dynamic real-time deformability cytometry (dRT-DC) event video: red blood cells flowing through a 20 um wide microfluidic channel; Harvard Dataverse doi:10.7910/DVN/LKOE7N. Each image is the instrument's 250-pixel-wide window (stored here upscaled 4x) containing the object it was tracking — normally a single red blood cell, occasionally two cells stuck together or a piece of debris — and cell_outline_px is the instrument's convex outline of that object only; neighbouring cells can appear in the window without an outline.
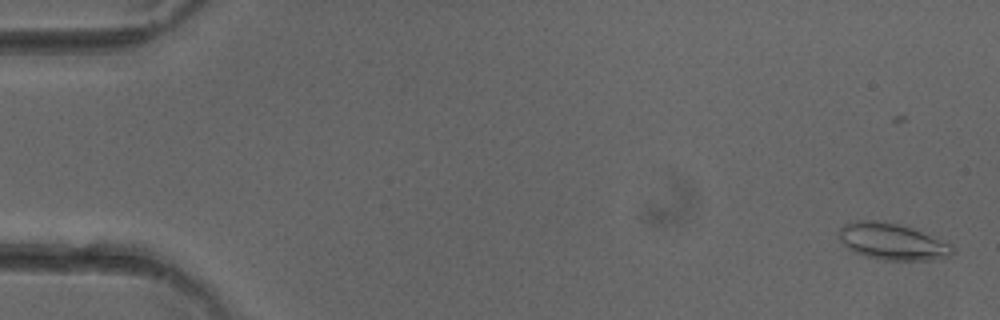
{"species": "common noctule bat (a hibernating species)", "species_latin": "Nyctalus noctula", "temperature_condition": "cold", "stored_images_in_passage": 55, "camera_frame_rate_fps": 3000, "um_per_image_px": 0.085, "animal": {"sex": "female"}, "frame": {"image": 1, "passage_image": 5, "time_ms": 1.333, "image_size_px": [1000, 320], "cell_outline_px": [[956, 252], [952, 256], [932, 260], [884, 260], [864, 256], [852, 252], [840, 240], [840, 228], [844, 224], [856, 220], [880, 220], [920, 228], [952, 244]], "centroid_in_image_um": [75.93, 20.52], "position_along_channel_um": 9.1, "area_um2": 25.03}}
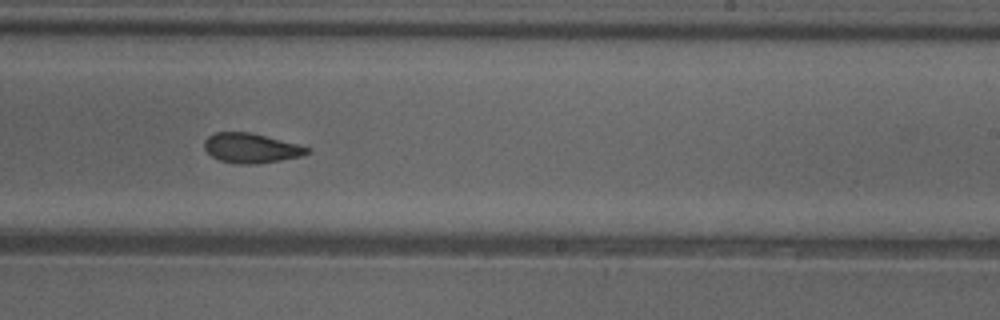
{"frame": {"image": 2, "passage_image": 35, "time_ms": 11.333, "image_size_px": [1000, 320], "cell_outline_px": [[312, 152], [300, 156], [280, 160], [256, 164], [240, 164], [220, 160], [212, 156], [204, 148], [204, 140], [208, 136], [216, 132], [248, 132], [312, 148]], "centroid_in_image_um": [21.33, 12.59], "position_along_channel_um": 267.7, "area_um2": 17.57}}
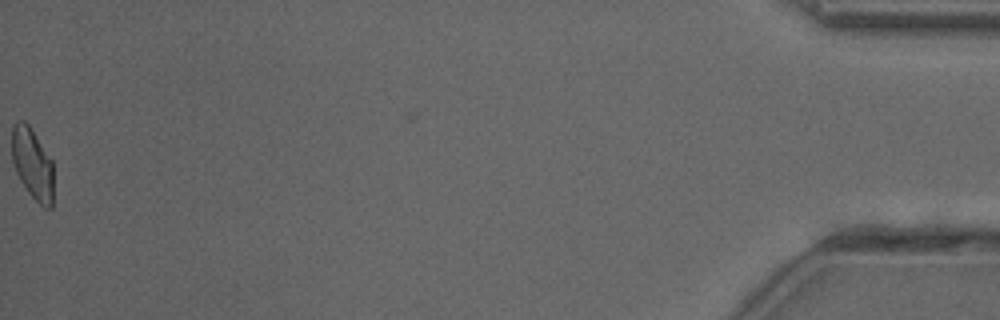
{"frame": {"image": 3, "passage_image": 55, "time_ms": 18.0, "image_size_px": [1000, 320], "cell_outline_px": [[52, 208], [44, 208], [28, 192], [20, 180], [16, 172], [12, 160], [12, 124], [16, 120], [24, 120], [28, 124], [52, 160]], "centroid_in_image_um": [2.73, 13.89], "position_along_channel_um": 432.5, "area_um2": 17.17}, "authors_computed_cell_mechanics": {"area_um2": 18.207, "velocity_mm_per_s": 4.0334, "shape_relaxation_time_tau1_ms": null, "shape_relaxation_time_tau2_ms": 2.0064, "deformation_change_tau1": null, "deformation_change_tau2": 0.0781}}